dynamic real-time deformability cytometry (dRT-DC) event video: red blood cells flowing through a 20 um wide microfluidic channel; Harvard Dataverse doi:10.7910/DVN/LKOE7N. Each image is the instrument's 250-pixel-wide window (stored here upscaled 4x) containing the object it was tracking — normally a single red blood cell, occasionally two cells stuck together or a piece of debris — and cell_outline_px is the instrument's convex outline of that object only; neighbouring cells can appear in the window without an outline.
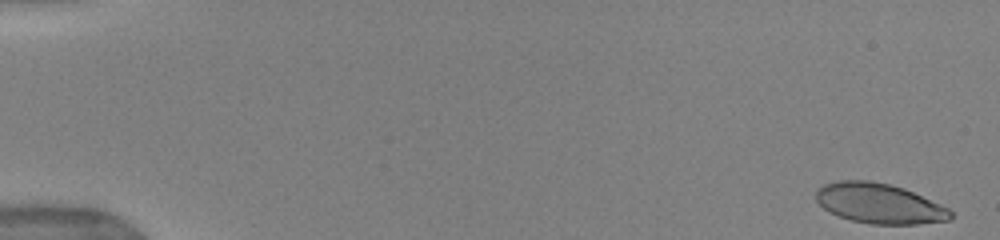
{"species": "human", "species_latin": "Homo sapiens", "temperature_condition": "warm", "stored_images_in_passage": 51, "camera_frame_rate_fps": 3000, "um_per_image_px": 0.085, "donor": {"sex": "female"}, "frame": {"image": 1, "passage_image": 1, "time_ms": 0.0, "image_size_px": [1000, 240], "cell_outline_px": [[952, 220], [916, 224], [872, 224], [852, 220], [828, 212], [816, 200], [816, 192], [824, 184], [840, 180], [868, 180], [888, 184], [904, 188], [940, 204], [948, 208], [952, 212]], "centroid_in_image_um": [74.75, 17.3], "position_along_channel_um": 10.3, "area_um2": 31.27}}
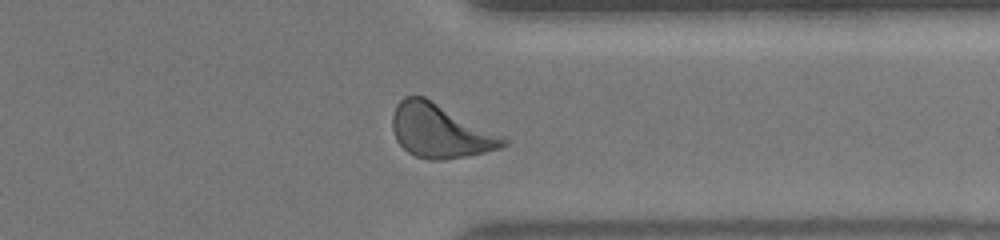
{"frame": {"image": 2, "passage_image": 41, "time_ms": 13.333, "image_size_px": [1000, 240], "cell_outline_px": [[508, 144], [500, 148], [468, 156], [440, 160], [428, 160], [416, 156], [408, 152], [396, 140], [392, 128], [392, 116], [396, 104], [404, 96], [424, 96], [508, 136]], "centroid_in_image_um": [37.47, 11.12], "position_along_channel_um": 373.9, "area_um2": 35.32}}
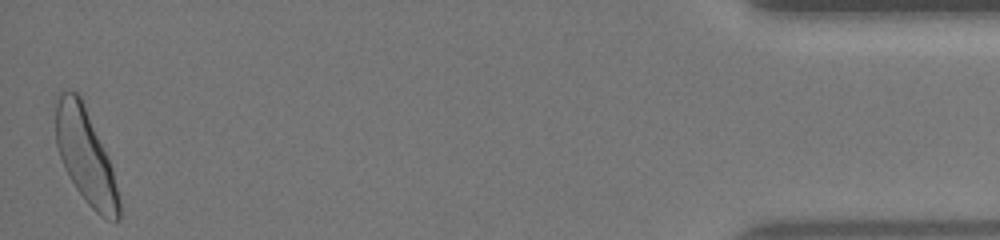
{"frame": {"image": 3, "passage_image": 51, "time_ms": 16.667, "image_size_px": [1000, 240], "cell_outline_px": [[120, 220], [108, 220], [100, 216], [88, 204], [76, 188], [64, 168], [56, 144], [56, 104], [60, 92], [68, 88], [76, 92], [80, 96], [84, 104], [108, 156], [112, 168], [120, 200]], "centroid_in_image_um": [7.28, 13.27], "position_along_channel_um": 427.9, "area_um2": 34.62}, "authors_computed_cell_mechanics": {"area_um2": 33.1194, "velocity_mm_per_s": 3.9429, "shape_relaxation_time_tau1_ms": 3.3965, "shape_relaxation_time_tau2_ms": null, "deformation_change_tau1": 0.1506, "deformation_change_tau2": null}}